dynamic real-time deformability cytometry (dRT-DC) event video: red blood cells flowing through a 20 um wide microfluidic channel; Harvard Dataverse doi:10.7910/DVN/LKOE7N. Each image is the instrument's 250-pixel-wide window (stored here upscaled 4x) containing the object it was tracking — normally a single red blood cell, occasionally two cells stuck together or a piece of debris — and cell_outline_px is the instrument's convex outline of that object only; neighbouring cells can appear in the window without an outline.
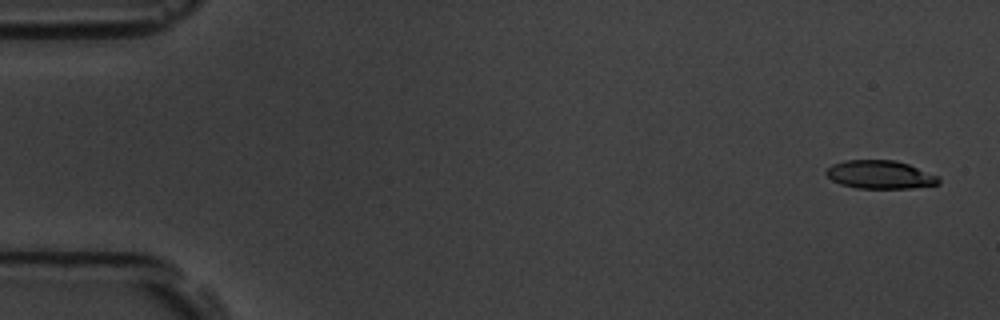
{"species": "common noctule bat (a hibernating species)", "species_latin": "Nyctalus noctula", "temperature_condition": "room temperature", "stored_images_in_passage": 7, "camera_frame_rate_fps": 3000, "um_per_image_px": 0.085, "animal": {"sex": "male", "body_mass_g": 19.5, "forearm_length_mm": 54.6}, "frame": {"image": 1, "passage_image": 2, "time_ms": 0.667, "image_size_px": [1000, 320], "cell_outline_px": [[940, 184], [912, 188], [856, 188], [840, 184], [832, 180], [824, 172], [832, 164], [844, 160], [896, 160], [908, 164], [940, 176]], "centroid_in_image_um": [74.82, 14.84], "position_along_channel_um": 10.2, "area_um2": 18.67}}